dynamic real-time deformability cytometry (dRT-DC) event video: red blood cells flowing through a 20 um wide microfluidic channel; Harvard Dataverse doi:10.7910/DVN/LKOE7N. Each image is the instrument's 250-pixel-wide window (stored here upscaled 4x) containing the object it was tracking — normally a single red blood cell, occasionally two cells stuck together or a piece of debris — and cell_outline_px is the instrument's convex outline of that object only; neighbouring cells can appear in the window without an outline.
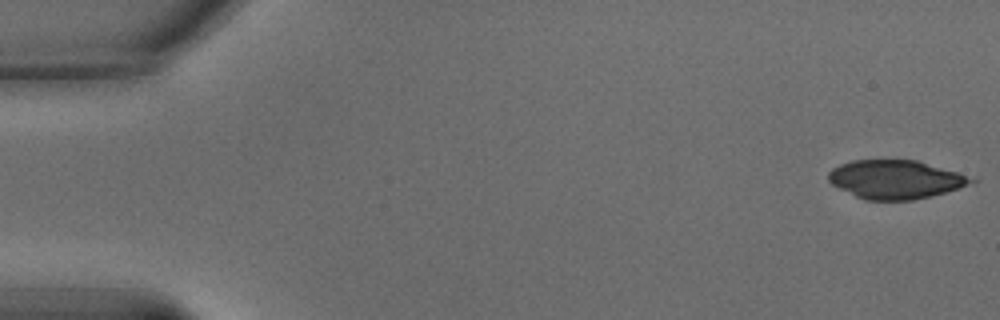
{"species": "common noctule bat (a hibernating species)", "species_latin": "Nyctalus noctula", "temperature_condition": "warm", "stored_images_in_passage": 10, "camera_frame_rate_fps": 3000, "um_per_image_px": 0.085, "animal": {"sex": "male", "body_mass_g": 15.6}, "frame": {"image": 1, "passage_image": 1, "time_ms": 0.0, "image_size_px": [1000, 320], "cell_outline_px": [[980, 180], [944, 192], [912, 200], [864, 200], [832, 184], [828, 180], [828, 172], [832, 168], [840, 164], [852, 160], [916, 160], [956, 172]], "centroid_in_image_um": [76.07, 15.24], "position_along_channel_um": 8.9, "area_um2": 31.67}}